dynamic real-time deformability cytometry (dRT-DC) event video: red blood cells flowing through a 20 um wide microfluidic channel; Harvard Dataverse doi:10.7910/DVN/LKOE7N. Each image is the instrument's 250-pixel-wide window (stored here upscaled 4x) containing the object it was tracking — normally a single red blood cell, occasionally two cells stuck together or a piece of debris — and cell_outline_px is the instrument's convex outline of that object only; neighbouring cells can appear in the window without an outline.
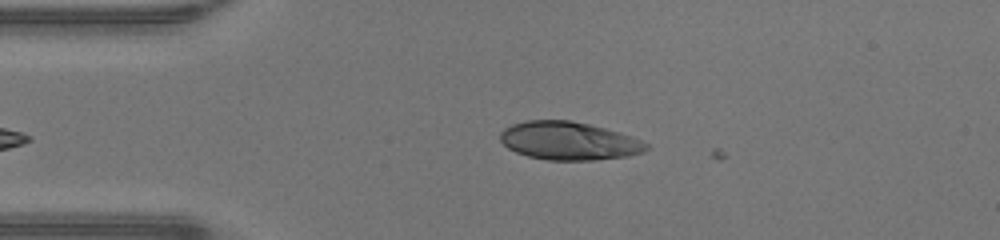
{"species": "human", "species_latin": "Homo sapiens", "temperature_condition": "warm", "stored_images_in_passage": 34, "camera_frame_rate_fps": 3000, "um_per_image_px": 0.085, "donor": {"sex": "male"}, "frame": {"image": 1, "passage_image": 2, "time_ms": 0.333, "image_size_px": [1000, 240], "cell_outline_px": [[652, 148], [644, 152], [628, 156], [592, 160], [548, 160], [528, 156], [516, 152], [508, 148], [500, 140], [500, 132], [504, 128], [512, 124], [524, 120], [568, 120], [588, 124], [620, 132], [632, 136], [648, 144]], "centroid_in_image_um": [48.36, 11.97], "position_along_channel_um": 36.6, "area_um2": 32.6}}
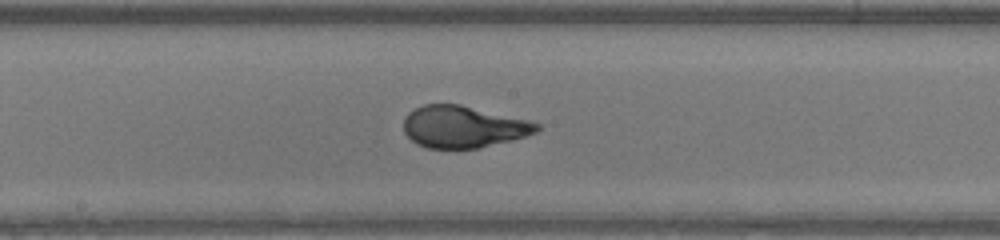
{"frame": {"image": 2, "passage_image": 16, "time_ms": 5.0, "image_size_px": [1000, 240], "cell_outline_px": [[540, 128], [536, 132], [512, 140], [480, 148], [428, 148], [416, 144], [404, 132], [404, 116], [408, 112], [424, 104], [460, 104], [528, 120], [540, 124]], "centroid_in_image_um": [39.36, 10.77], "position_along_channel_um": 208.8, "area_um2": 32.43}}
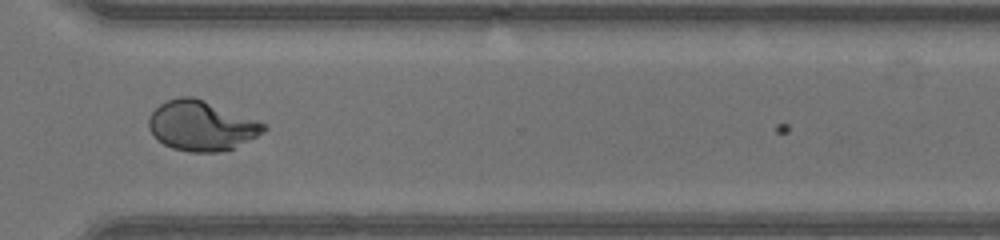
{"frame": {"image": 3, "passage_image": 26, "time_ms": 8.333, "image_size_px": [1000, 240], "cell_outline_px": [[268, 128], [264, 132], [232, 148], [220, 152], [188, 152], [172, 148], [156, 140], [148, 128], [148, 116], [160, 104], [168, 100], [180, 96], [192, 96], [268, 124]], "centroid_in_image_um": [17.09, 10.69], "position_along_channel_um": 353.5, "area_um2": 33.35}, "authors_computed_cell_mechanics": {"area_um2": 32.946, "velocity_mm_per_s": 4.3489, "shape_relaxation_time_tau1_ms": 5.2706, "shape_relaxation_time_tau2_ms": null, "deformation_change_tau1": 0.2878, "deformation_change_tau2": null}}